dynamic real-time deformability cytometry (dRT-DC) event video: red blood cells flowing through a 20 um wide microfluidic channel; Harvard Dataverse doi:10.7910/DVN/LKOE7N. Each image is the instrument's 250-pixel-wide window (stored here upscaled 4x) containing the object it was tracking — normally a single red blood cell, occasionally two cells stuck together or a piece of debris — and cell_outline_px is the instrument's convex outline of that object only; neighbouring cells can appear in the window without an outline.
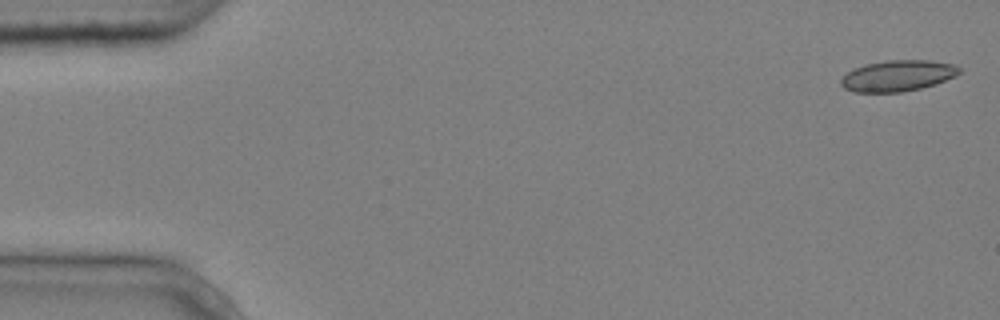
{"species": "common noctule bat (a hibernating species)", "species_latin": "Nyctalus noctula", "temperature_condition": "cold", "stored_images_in_passage": 5, "camera_frame_rate_fps": 3000, "um_per_image_px": 0.085, "animal": {"sex": "male", "body_mass_g": 20.4}, "frame": {"image": 1, "passage_image": 1, "time_ms": 0.0, "image_size_px": [1000, 320], "cell_outline_px": [[960, 72], [956, 76], [936, 84], [920, 88], [900, 92], [852, 92], [844, 88], [840, 84], [840, 80], [852, 68], [864, 64], [888, 60], [932, 60], [956, 64], [960, 68]], "centroid_in_image_um": [76.31, 6.43], "position_along_channel_um": 8.7, "area_um2": 21.62}}
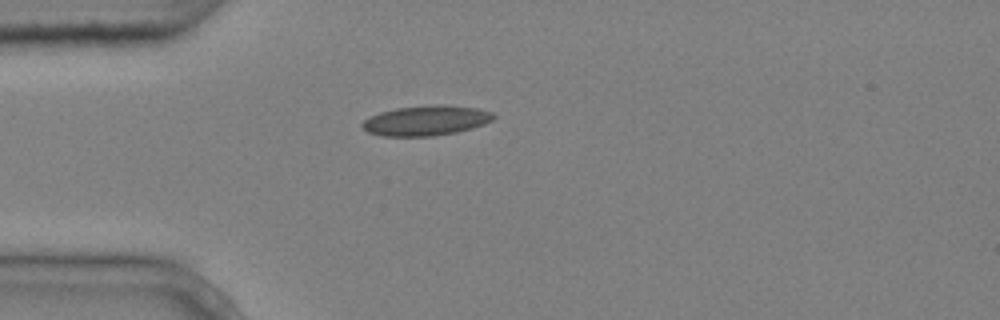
{"frame": {"image": 2, "passage_image": 5, "time_ms": 1.333, "image_size_px": [1000, 320], "cell_outline_px": [[496, 116], [492, 120], [484, 124], [472, 128], [456, 132], [432, 136], [384, 136], [368, 132], [360, 124], [364, 120], [380, 112], [396, 108], [480, 108], [492, 112]], "centroid_in_image_um": [36.19, 10.31], "position_along_channel_um": 48.8, "area_um2": 21.68}}